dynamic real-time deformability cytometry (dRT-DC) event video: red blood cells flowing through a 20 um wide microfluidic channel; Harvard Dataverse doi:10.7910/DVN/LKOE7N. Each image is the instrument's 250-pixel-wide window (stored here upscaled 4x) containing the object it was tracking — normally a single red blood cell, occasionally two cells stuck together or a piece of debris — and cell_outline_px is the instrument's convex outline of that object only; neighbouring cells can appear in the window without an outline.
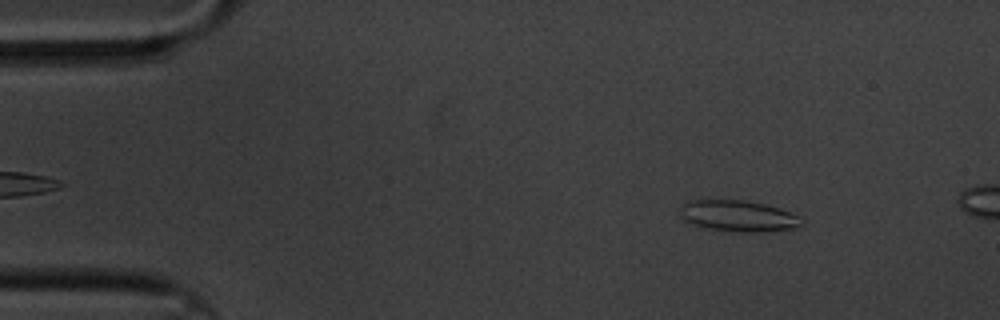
{"species": "common noctule bat (a hibernating species)", "species_latin": "Nyctalus noctula", "temperature_condition": "cold", "stored_images_in_passage": 15, "camera_frame_rate_fps": 3000, "um_per_image_px": 0.085, "animal": {"sex": "male", "body_mass_g": 20.1, "forearm_length_mm": 53.5}, "frame": {"image": 1, "passage_image": 7, "time_ms": 2.0, "image_size_px": [1000, 320], "cell_outline_px": [[804, 224], [796, 228], [768, 232], [740, 232], [700, 228], [684, 220], [680, 216], [684, 204], [688, 200], [744, 200], [764, 204], [780, 208], [800, 216]], "centroid_in_image_um": [62.78, 18.38], "position_along_channel_um": 22.2, "area_um2": 22.37}}